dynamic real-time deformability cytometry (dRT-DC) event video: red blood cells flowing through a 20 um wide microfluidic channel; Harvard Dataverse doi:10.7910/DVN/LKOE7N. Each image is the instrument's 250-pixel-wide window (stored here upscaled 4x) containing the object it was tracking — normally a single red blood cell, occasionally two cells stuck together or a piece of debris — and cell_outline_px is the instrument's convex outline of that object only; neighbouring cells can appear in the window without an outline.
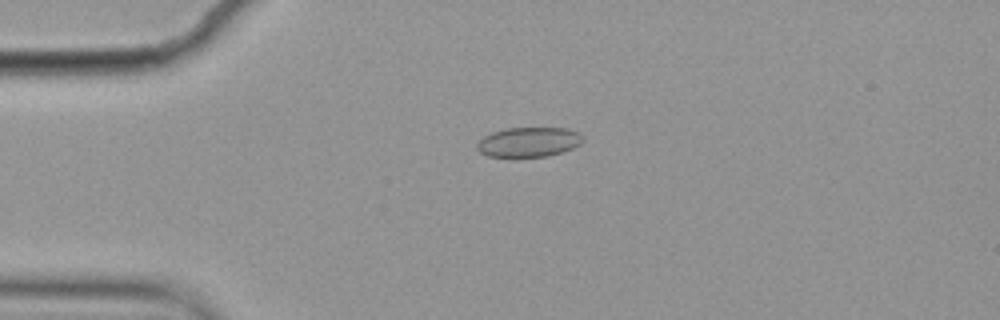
{"species": "common noctule bat (a hibernating species)", "species_latin": "Nyctalus noctula", "temperature_condition": "cold", "stored_images_in_passage": 6, "camera_frame_rate_fps": 3000, "um_per_image_px": 0.085, "animal": {"sex": "female", "body_mass_g": 19.9}, "frame": {"image": 1, "passage_image": 4, "time_ms": 1.0, "image_size_px": [1000, 320], "cell_outline_px": [[584, 140], [580, 144], [572, 148], [548, 156], [488, 156], [480, 152], [476, 148], [476, 144], [484, 136], [492, 132], [504, 128], [568, 128], [580, 132], [584, 136]], "centroid_in_image_um": [44.97, 12.05], "position_along_channel_um": 40.0, "area_um2": 18.32}}
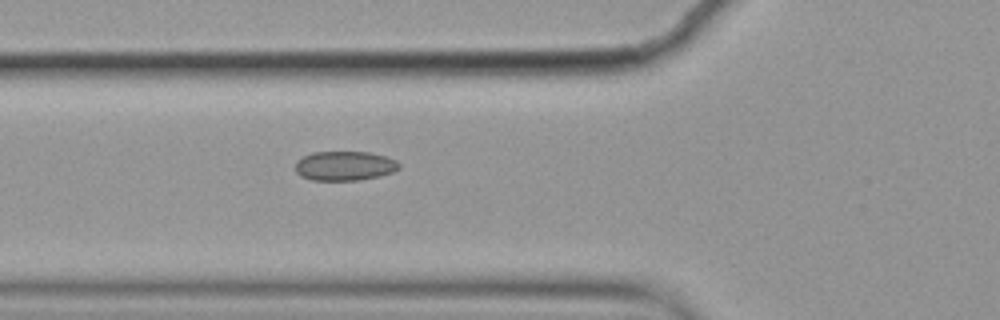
{"frame": {"image": 2, "passage_image": 6, "time_ms": 1.667, "image_size_px": [1000, 320], "cell_outline_px": [[400, 168], [392, 172], [380, 176], [360, 180], [312, 180], [300, 176], [296, 172], [296, 160], [312, 152], [368, 152], [384, 156], [396, 160], [400, 164]], "centroid_in_image_um": [29.29, 14.1], "position_along_channel_um": 96.5, "area_um2": 17.8}}